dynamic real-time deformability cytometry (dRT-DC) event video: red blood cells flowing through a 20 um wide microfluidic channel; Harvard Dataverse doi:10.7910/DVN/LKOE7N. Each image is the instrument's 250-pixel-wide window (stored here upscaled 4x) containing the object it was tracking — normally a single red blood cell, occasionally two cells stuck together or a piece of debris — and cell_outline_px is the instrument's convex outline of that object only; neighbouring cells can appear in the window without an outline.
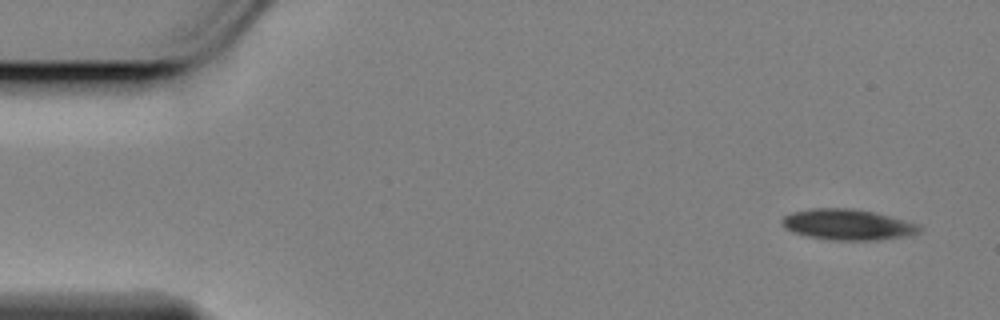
{"species": "Egyptian fruit bat (a non-hibernating species)", "species_latin": "Rousettus aegyptiacus", "temperature_condition": "cold", "stored_images_in_passage": 16, "camera_frame_rate_fps": 3000, "um_per_image_px": 0.085, "animal": {"sex": "female"}, "frame": {"image": 1, "passage_image": 1, "time_ms": 0.0, "image_size_px": [1000, 320], "cell_outline_px": [[920, 232], [908, 236], [872, 240], [832, 240], [808, 236], [796, 232], [788, 228], [780, 220], [784, 216], [792, 212], [808, 208], [852, 208], [876, 212], [920, 224]], "centroid_in_image_um": [72.1, 19.07], "position_along_channel_um": 12.9, "area_um2": 24.57}}
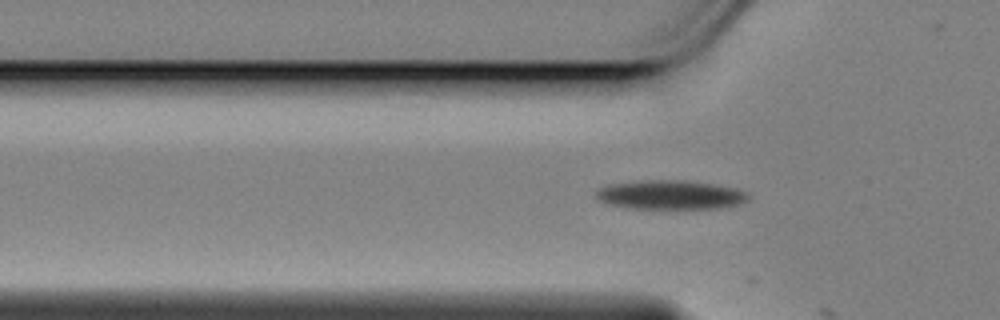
{"frame": {"image": 2, "passage_image": 15, "time_ms": 4.667, "image_size_px": [1000, 320], "cell_outline_px": [[748, 200], [736, 204], [716, 208], [624, 208], [608, 204], [600, 200], [596, 196], [596, 192], [600, 188], [612, 184], [648, 180], [684, 180], [732, 188], [744, 192], [748, 196]], "centroid_in_image_um": [56.91, 16.57], "position_along_channel_um": 68.9, "area_um2": 25.09}}